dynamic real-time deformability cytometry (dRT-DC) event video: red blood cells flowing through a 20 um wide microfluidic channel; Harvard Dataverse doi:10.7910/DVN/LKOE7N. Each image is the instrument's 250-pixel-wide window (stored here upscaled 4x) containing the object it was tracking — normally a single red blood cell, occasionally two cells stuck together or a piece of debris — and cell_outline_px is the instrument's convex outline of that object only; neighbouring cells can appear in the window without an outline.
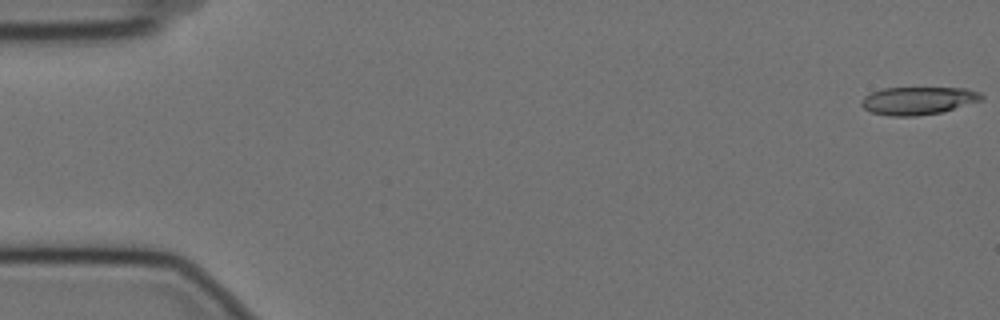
{"species": "Egyptian fruit bat (a non-hibernating species)", "species_latin": "Rousettus aegyptiacus", "temperature_condition": "cold", "stored_images_in_passage": 51, "camera_frame_rate_fps": 3000, "um_per_image_px": 0.085, "animal": {"sex": "female"}, "frame": {"image": 1, "passage_image": 1, "time_ms": 0.0, "image_size_px": [1000, 320], "cell_outline_px": [[984, 96], [980, 100], [944, 112], [916, 116], [892, 116], [872, 112], [864, 108], [860, 104], [860, 100], [864, 96], [872, 92], [884, 88], [968, 88], [980, 92]], "centroid_in_image_um": [78.04, 8.55], "position_along_channel_um": 7.0, "area_um2": 19.48}}
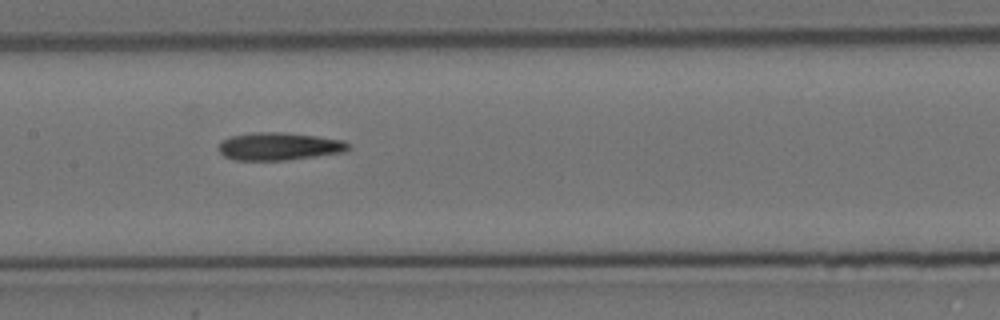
{"frame": {"image": 2, "passage_image": 28, "time_ms": 9.0, "image_size_px": [1000, 320], "cell_outline_px": [[352, 148], [344, 152], [288, 160], [236, 160], [224, 156], [220, 152], [220, 144], [224, 140], [232, 136], [252, 132], [280, 132], [316, 136], [344, 140]], "centroid_in_image_um": [23.76, 12.44], "position_along_channel_um": 183.6, "area_um2": 20.81}}
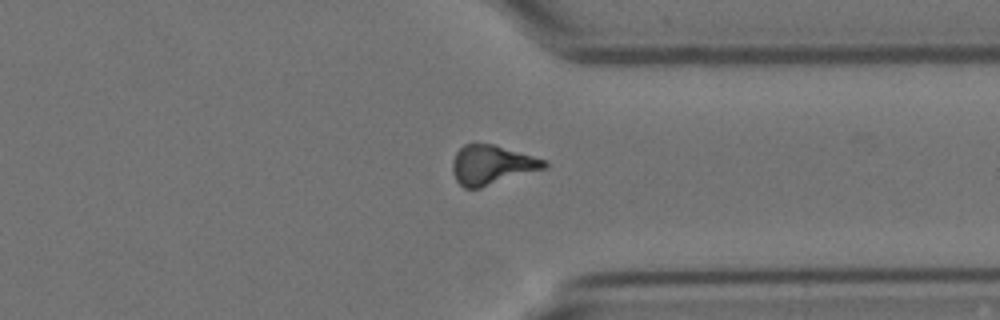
{"frame": {"image": 3, "passage_image": 44, "time_ms": 14.333, "image_size_px": [1000, 320], "cell_outline_px": [[548, 168], [480, 188], [464, 188], [456, 180], [452, 172], [452, 160], [456, 152], [464, 144], [492, 144], [548, 160]], "centroid_in_image_um": [41.83, 14.02], "position_along_channel_um": 369.6, "area_um2": 21.21}, "authors_computed_cell_mechanics": {"area_um2": 20.4612, "velocity_mm_per_s": 3.527, "shape_relaxation_time_tau1_ms": null, "shape_relaxation_time_tau2_ms": 8.0218, "deformation_change_tau1": null, "deformation_change_tau2": 0.1988}}